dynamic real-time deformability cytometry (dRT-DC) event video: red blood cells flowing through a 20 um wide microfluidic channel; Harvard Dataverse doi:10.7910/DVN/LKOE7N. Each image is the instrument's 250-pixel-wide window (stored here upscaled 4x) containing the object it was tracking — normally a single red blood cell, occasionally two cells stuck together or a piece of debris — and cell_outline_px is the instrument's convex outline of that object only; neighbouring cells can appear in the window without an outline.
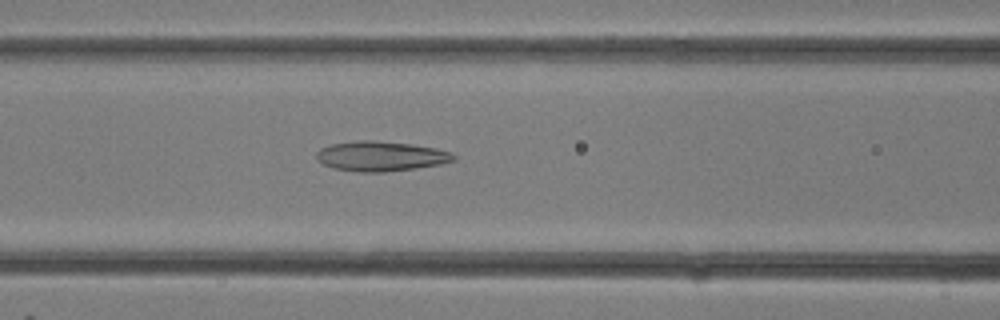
{"species": "common noctule bat (a hibernating species)", "species_latin": "Nyctalus noctula", "temperature_condition": "room temperature", "stored_images_in_passage": 32, "camera_frame_rate_fps": 3000, "um_per_image_px": 0.085, "animal": {"sex": "female"}, "frame": {"image": 1, "passage_image": 13, "time_ms": 4.0, "image_size_px": [1000, 320], "cell_outline_px": [[456, 160], [440, 164], [416, 168], [384, 172], [356, 172], [332, 168], [316, 160], [316, 152], [320, 148], [332, 144], [360, 140], [376, 140], [412, 144], [436, 148], [452, 152], [456, 156]], "centroid_in_image_um": [32.37, 13.28], "position_along_channel_um": 134.2, "area_um2": 24.1}}
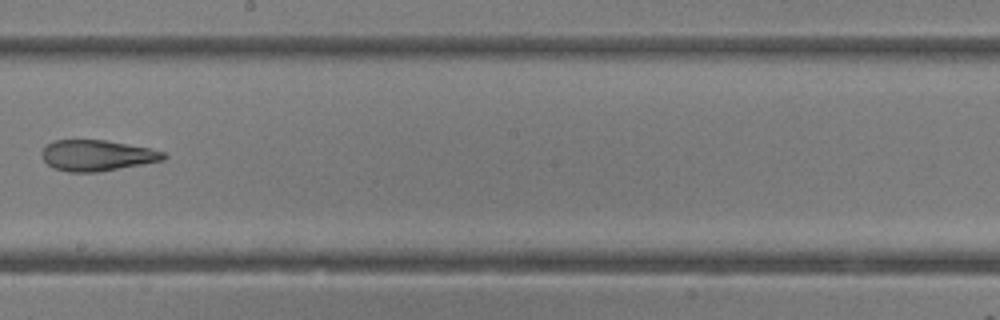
{"frame": {"image": 2, "passage_image": 18, "time_ms": 5.667, "image_size_px": [1000, 320], "cell_outline_px": [[168, 156], [164, 160], [96, 172], [68, 172], [52, 168], [44, 160], [40, 152], [48, 144], [56, 140], [104, 140], [148, 148], [164, 152]], "centroid_in_image_um": [8.22, 13.22], "position_along_channel_um": 240.0, "area_um2": 21.68}}
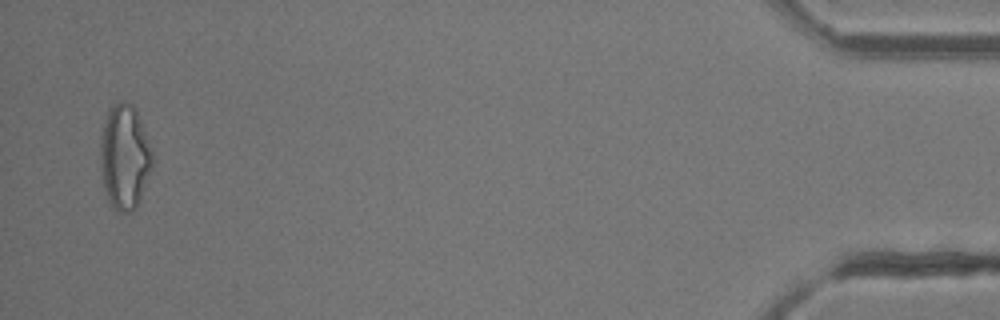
{"frame": {"image": 3, "passage_image": 31, "time_ms": 10.0, "image_size_px": [1000, 320], "cell_outline_px": [[156, 160], [140, 200], [136, 208], [132, 212], [116, 212], [104, 188], [100, 160], [100, 144], [104, 124], [108, 108], [120, 100], [132, 104], [144, 128]], "centroid_in_image_um": [10.63, 13.35], "position_along_channel_um": 424.6, "area_um2": 32.02}}